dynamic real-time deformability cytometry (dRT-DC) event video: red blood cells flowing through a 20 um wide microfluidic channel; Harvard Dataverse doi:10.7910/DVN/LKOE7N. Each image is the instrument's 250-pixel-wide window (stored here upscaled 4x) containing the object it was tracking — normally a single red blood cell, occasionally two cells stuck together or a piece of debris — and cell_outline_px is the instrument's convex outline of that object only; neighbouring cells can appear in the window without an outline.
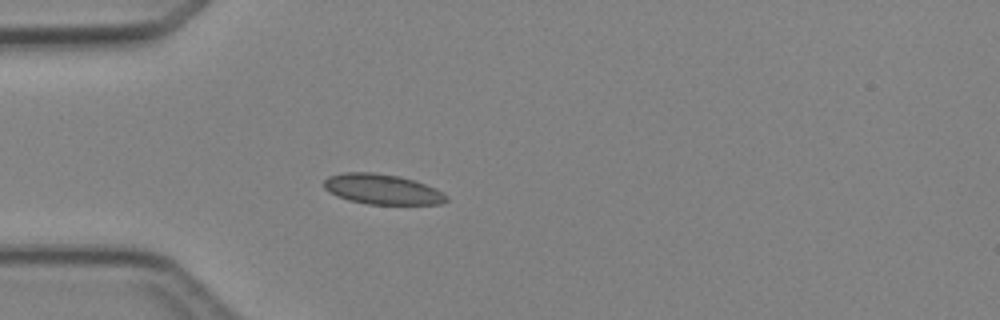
{"species": "Egyptian fruit bat (a non-hibernating species)", "species_latin": "Rousettus aegyptiacus", "temperature_condition": "cold", "stored_images_in_passage": 1, "camera_frame_rate_fps": 3000, "um_per_image_px": 0.085, "animal": {"sex": "female"}, "frame": {"image": 1, "passage_image": 1, "time_ms": 0.0, "image_size_px": [1000, 320], "cell_outline_px": [[448, 200], [440, 204], [368, 204], [348, 200], [324, 188], [324, 180], [328, 176], [344, 172], [372, 172], [400, 176], [436, 188], [448, 196]], "centroid_in_image_um": [32.51, 16.08], "position_along_channel_um": 52.5, "area_um2": 21.39}}